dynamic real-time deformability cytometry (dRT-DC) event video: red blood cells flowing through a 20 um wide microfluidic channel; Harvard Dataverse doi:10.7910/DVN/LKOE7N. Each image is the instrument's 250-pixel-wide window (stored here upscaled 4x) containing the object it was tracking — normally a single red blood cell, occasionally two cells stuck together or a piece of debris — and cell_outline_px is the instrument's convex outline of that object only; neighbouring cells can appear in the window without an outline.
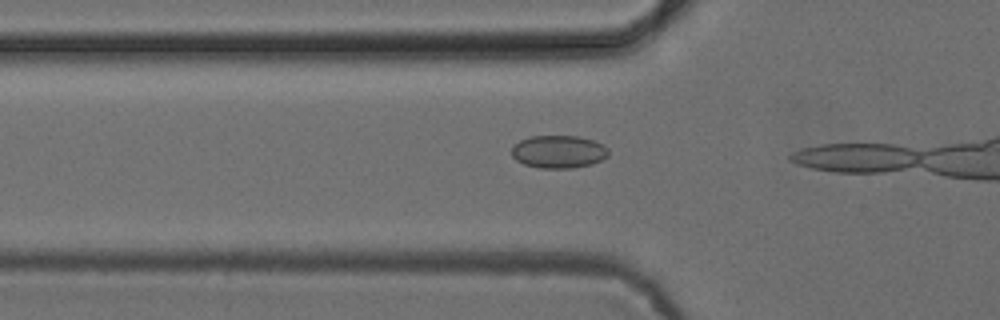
{"species": "common noctule bat (a hibernating species)", "species_latin": "Nyctalus noctula", "temperature_condition": "cold", "stored_images_in_passage": 3, "camera_frame_rate_fps": 3000, "um_per_image_px": 0.085, "animal": {"sex": "female", "body_mass_g": 24.6, "forearm_length_mm": 56.2}, "frame": {"image": 1, "passage_image": 2, "time_ms": 0.333, "image_size_px": [1000, 320], "cell_outline_px": [[608, 156], [592, 164], [572, 168], [540, 168], [524, 164], [516, 160], [512, 156], [512, 144], [528, 136], [580, 136], [592, 140], [608, 148]], "centroid_in_image_um": [47.44, 12.89], "position_along_channel_um": 78.4, "area_um2": 18.55}}